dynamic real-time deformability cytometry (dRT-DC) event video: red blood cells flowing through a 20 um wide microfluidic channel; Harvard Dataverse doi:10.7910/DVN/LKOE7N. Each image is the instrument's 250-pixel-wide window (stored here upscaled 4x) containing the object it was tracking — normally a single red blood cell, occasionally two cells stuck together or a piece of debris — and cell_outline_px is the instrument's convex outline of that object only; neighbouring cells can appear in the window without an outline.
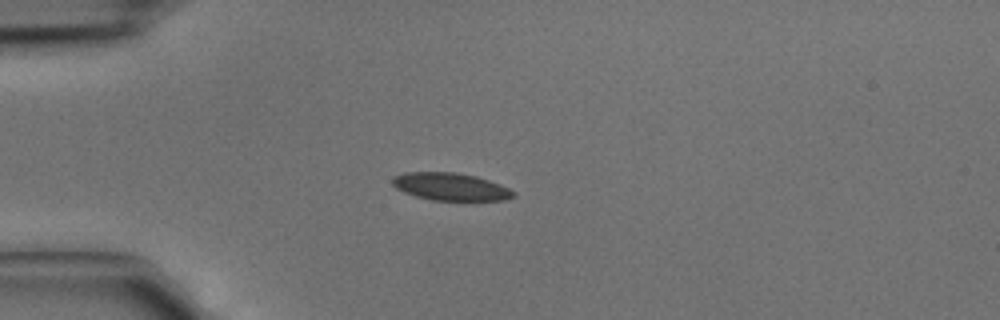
{"species": "common noctule bat (a hibernating species)", "species_latin": "Nyctalus noctula", "temperature_condition": "cold", "stored_images_in_passage": 3, "camera_frame_rate_fps": 3000, "um_per_image_px": 0.085, "animal": {"sex": "male", "body_mass_g": 15.6}, "frame": {"image": 1, "passage_image": 3, "time_ms": 0.667, "image_size_px": [1000, 320], "cell_outline_px": [[516, 196], [504, 200], [432, 200], [416, 196], [404, 192], [396, 188], [392, 184], [392, 176], [404, 172], [456, 172], [476, 176], [500, 184], [516, 192]], "centroid_in_image_um": [38.29, 15.86], "position_along_channel_um": 46.7, "area_um2": 19.48}}